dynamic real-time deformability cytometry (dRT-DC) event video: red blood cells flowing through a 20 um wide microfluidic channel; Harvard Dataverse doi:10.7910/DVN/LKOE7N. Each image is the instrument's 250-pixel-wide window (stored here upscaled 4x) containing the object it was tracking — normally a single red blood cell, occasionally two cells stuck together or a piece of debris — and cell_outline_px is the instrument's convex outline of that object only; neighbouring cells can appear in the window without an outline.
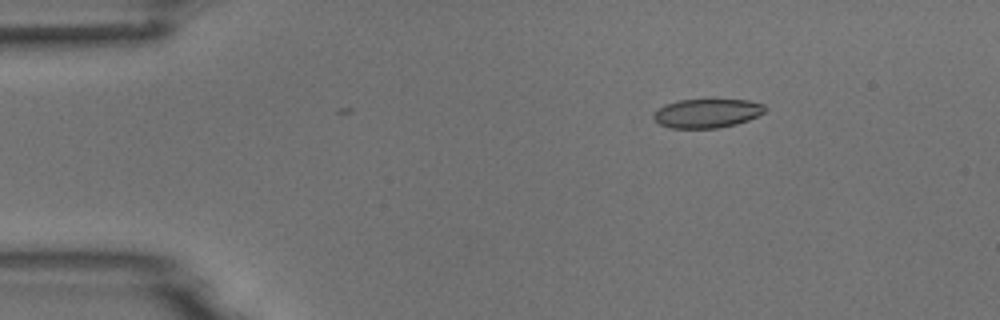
{"species": "common noctule bat (a hibernating species)", "species_latin": "Nyctalus noctula", "temperature_condition": "room temperature", "stored_images_in_passage": 5, "camera_frame_rate_fps": 3000, "um_per_image_px": 0.085, "animal": {"sex": "male", "body_mass_g": 18.8}, "frame": {"image": 1, "passage_image": 3, "time_ms": 2.333, "image_size_px": [1000, 320], "cell_outline_px": [[768, 108], [764, 112], [748, 120], [736, 124], [716, 128], [672, 128], [660, 124], [652, 120], [652, 116], [664, 104], [680, 100], [748, 100], [764, 104]], "centroid_in_image_um": [60.1, 9.63], "position_along_channel_um": 24.9, "area_um2": 18.73}}